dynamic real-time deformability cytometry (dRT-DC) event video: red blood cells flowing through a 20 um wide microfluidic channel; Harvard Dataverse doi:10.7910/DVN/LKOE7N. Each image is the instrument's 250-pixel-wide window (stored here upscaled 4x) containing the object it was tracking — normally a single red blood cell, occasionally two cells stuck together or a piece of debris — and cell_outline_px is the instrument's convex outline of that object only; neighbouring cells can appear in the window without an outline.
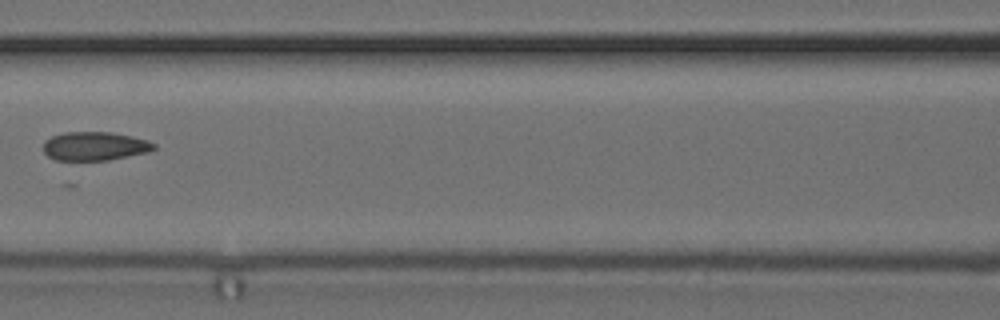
{"species": "common noctule bat (a hibernating species)", "species_latin": "Nyctalus noctula", "temperature_condition": "cold", "stored_images_in_passage": 4, "camera_frame_rate_fps": 3000, "um_per_image_px": 0.085, "animal": {"sex": "female", "body_mass_g": 24.6, "forearm_length_mm": 56.2}, "frame": {"image": 1, "passage_image": 3, "time_ms": 2.333, "image_size_px": [1000, 320], "cell_outline_px": [[156, 148], [148, 152], [108, 160], [56, 160], [48, 156], [44, 152], [44, 140], [52, 136], [64, 132], [112, 132], [132, 136], [156, 144]], "centroid_in_image_um": [8.04, 12.42], "position_along_channel_um": 158.6, "area_um2": 18.44}}
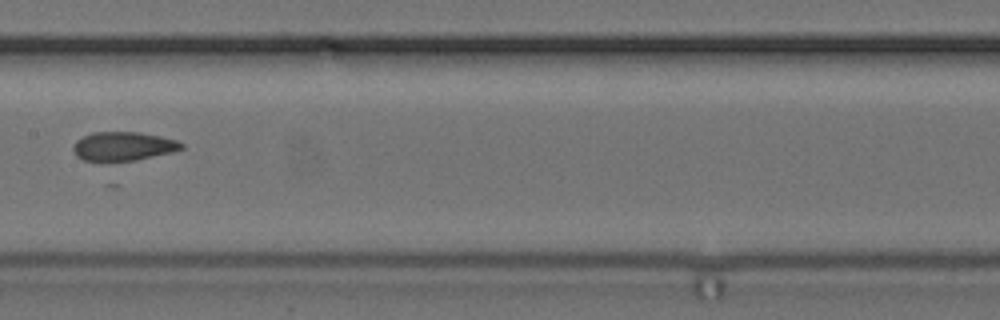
{"frame": {"image": 2, "passage_image": 4, "time_ms": 3.333, "image_size_px": [1000, 320], "cell_outline_px": [[184, 148], [172, 152], [136, 160], [84, 160], [76, 156], [72, 148], [76, 140], [92, 132], [140, 132], [160, 136], [176, 140], [184, 144]], "centroid_in_image_um": [10.48, 12.42], "position_along_channel_um": 196.9, "area_um2": 18.03}}